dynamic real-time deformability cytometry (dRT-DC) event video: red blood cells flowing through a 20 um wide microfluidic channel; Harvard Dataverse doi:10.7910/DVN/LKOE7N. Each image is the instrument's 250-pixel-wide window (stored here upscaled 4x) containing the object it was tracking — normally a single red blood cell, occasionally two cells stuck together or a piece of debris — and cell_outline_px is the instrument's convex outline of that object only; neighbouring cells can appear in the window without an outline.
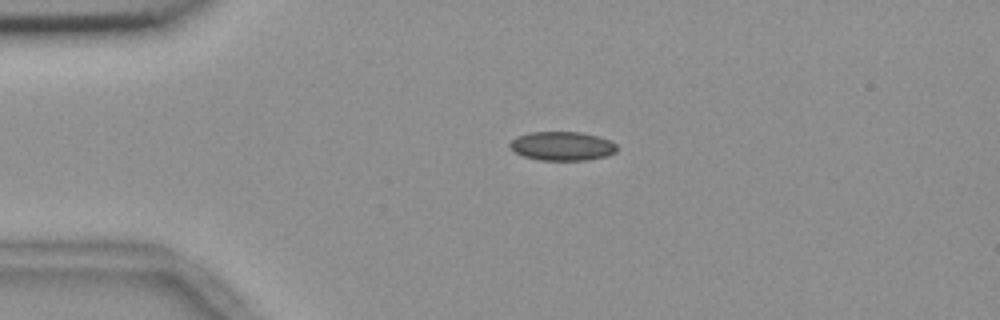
{"species": "common noctule bat (a hibernating species)", "species_latin": "Nyctalus noctula", "temperature_condition": "room temperature", "stored_images_in_passage": 44, "camera_frame_rate_fps": 3000, "um_per_image_px": 0.085, "animal": {"sex": "female", "body_mass_g": 18.4}, "frame": {"image": 1, "passage_image": 1, "time_ms": 0.0, "image_size_px": [1000, 320], "cell_outline_px": [[616, 152], [604, 156], [588, 160], [540, 160], [524, 156], [516, 152], [508, 144], [512, 140], [520, 136], [532, 132], [580, 132], [596, 136], [608, 140], [616, 144]], "centroid_in_image_um": [47.79, 12.42], "position_along_channel_um": 37.2, "area_um2": 17.69}}
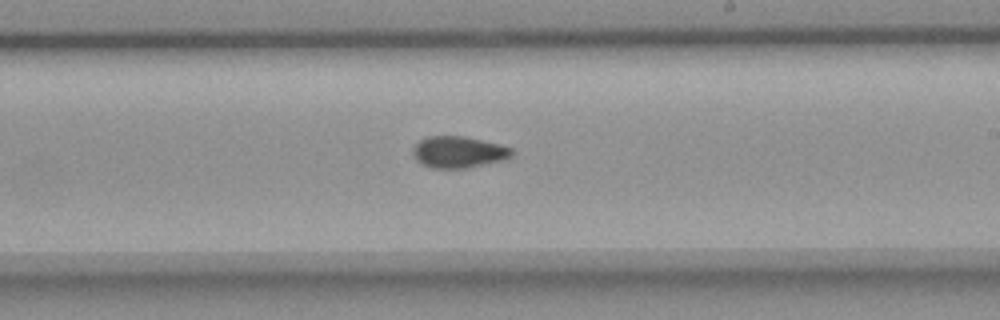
{"frame": {"image": 2, "passage_image": 21, "time_ms": 6.667, "image_size_px": [1000, 320], "cell_outline_px": [[512, 156], [504, 160], [468, 168], [428, 168], [420, 164], [416, 160], [412, 152], [412, 148], [420, 140], [428, 136], [464, 136], [500, 144], [512, 148]], "centroid_in_image_um": [38.95, 12.93], "position_along_channel_um": 250.0, "area_um2": 18.38}}
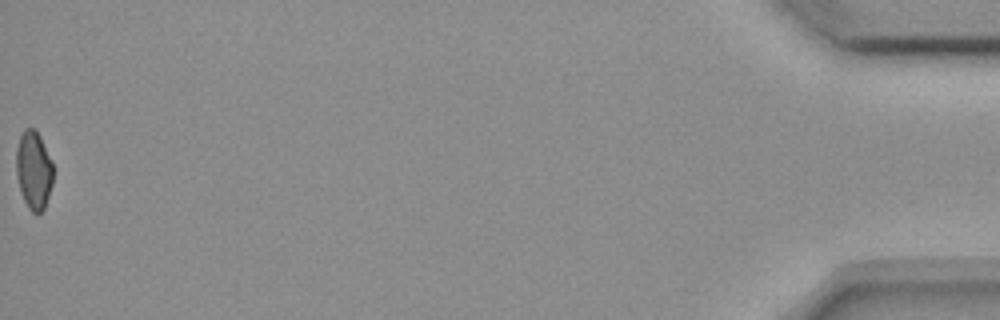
{"frame": {"image": 3, "passage_image": 44, "time_ms": 14.333, "image_size_px": [1000, 320], "cell_outline_px": [[52, 184], [44, 208], [40, 212], [32, 212], [28, 208], [20, 192], [16, 176], [16, 148], [20, 136], [24, 128], [36, 128], [40, 136], [52, 164]], "centroid_in_image_um": [2.83, 14.44], "position_along_channel_um": 432.4, "area_um2": 16.76}, "authors_computed_cell_mechanics": {"area_um2": 17.9469, "velocity_mm_per_s": 3.6914, "shape_relaxation_time_tau1_ms": null, "shape_relaxation_time_tau2_ms": 4.3762, "deformation_change_tau1": null, "deformation_change_tau2": 0.0778}}